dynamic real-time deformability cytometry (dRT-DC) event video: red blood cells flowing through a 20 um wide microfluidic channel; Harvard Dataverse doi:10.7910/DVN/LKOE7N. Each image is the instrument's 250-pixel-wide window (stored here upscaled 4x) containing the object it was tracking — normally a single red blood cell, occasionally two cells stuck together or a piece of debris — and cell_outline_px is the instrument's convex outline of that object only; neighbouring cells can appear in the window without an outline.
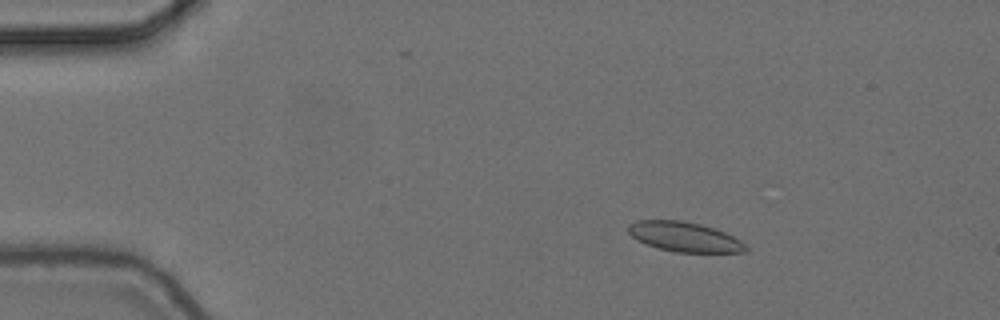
{"species": "common noctule bat (a hibernating species)", "species_latin": "Nyctalus noctula", "temperature_condition": "cold", "stored_images_in_passage": 4, "camera_frame_rate_fps": 3000, "um_per_image_px": 0.085, "animal": {"sex": "female", "body_mass_g": 24.6, "forearm_length_mm": 56.2}, "frame": {"image": 1, "passage_image": 2, "time_ms": 0.333, "image_size_px": [1000, 320], "cell_outline_px": [[748, 252], [676, 252], [656, 248], [632, 236], [628, 232], [628, 224], [640, 220], [680, 220], [700, 224], [724, 232], [740, 240], [748, 248]], "centroid_in_image_um": [58.18, 20.13], "position_along_channel_um": 26.8, "area_um2": 20.11}}
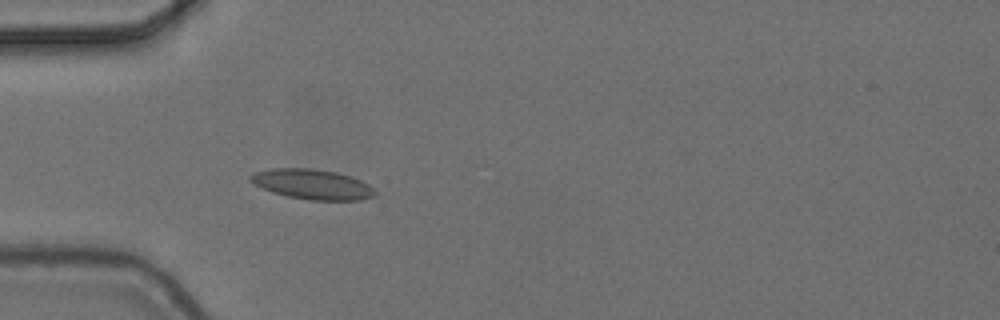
{"frame": {"image": 2, "passage_image": 4, "time_ms": 1.0, "image_size_px": [1000, 320], "cell_outline_px": [[376, 196], [360, 200], [308, 200], [288, 196], [272, 192], [252, 184], [248, 180], [248, 176], [256, 172], [272, 168], [312, 168], [336, 172], [360, 180], [368, 184], [376, 192]], "centroid_in_image_um": [26.51, 15.66], "position_along_channel_um": 58.5, "area_um2": 21.85}}